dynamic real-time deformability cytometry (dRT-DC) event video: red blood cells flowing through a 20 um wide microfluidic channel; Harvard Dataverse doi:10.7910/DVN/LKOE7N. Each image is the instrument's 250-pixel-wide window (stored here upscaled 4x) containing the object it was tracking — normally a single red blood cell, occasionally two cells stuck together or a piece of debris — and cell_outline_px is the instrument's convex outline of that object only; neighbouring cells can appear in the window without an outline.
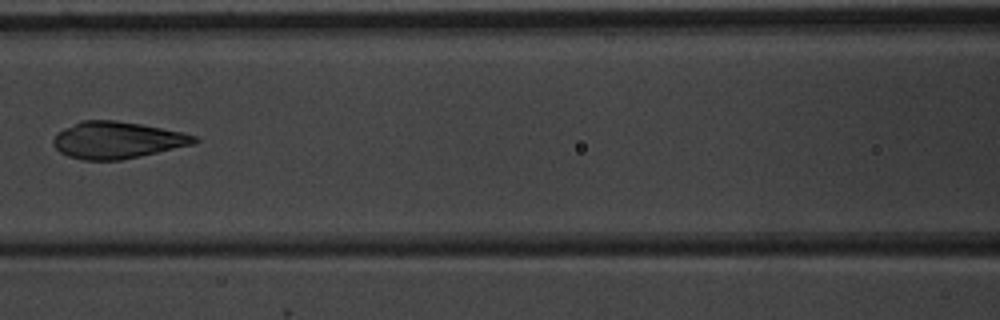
{"species": "common noctule bat (a hibernating species)", "species_latin": "Nyctalus noctula", "temperature_condition": "warm", "stored_images_in_passage": 5, "camera_frame_rate_fps": 3000, "um_per_image_px": 0.085, "animal": {"sex": "male", "body_mass_g": 20.1, "forearm_length_mm": 53.5}, "frame": {"image": 1, "passage_image": 5, "time_ms": 4.667, "image_size_px": [1000, 320], "cell_outline_px": [[200, 140], [196, 144], [140, 156], [120, 160], [84, 160], [68, 156], [60, 152], [52, 144], [52, 140], [56, 132], [80, 120], [116, 120], [140, 124], [184, 132], [196, 136]], "centroid_in_image_um": [9.96, 11.9], "position_along_channel_um": 156.6, "area_um2": 30.52}}